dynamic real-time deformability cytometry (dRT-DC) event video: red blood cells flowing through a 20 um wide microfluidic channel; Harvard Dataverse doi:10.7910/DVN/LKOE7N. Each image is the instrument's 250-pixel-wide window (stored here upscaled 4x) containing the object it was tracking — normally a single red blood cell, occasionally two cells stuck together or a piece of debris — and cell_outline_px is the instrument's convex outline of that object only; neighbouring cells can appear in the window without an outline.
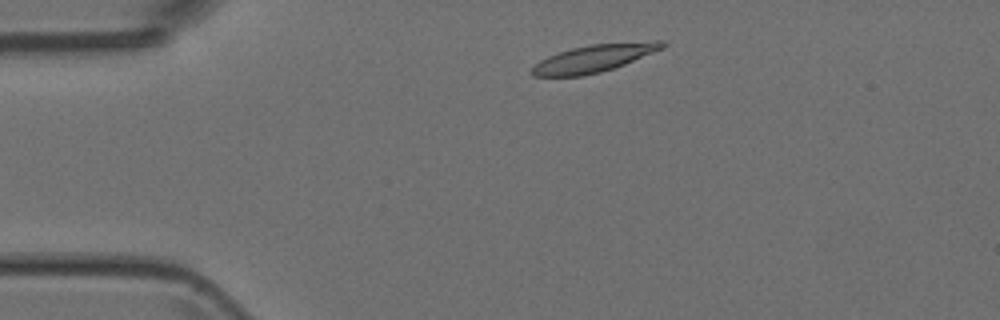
{"species": "Egyptian fruit bat (a non-hibernating species)", "species_latin": "Rousettus aegyptiacus", "temperature_condition": "room temperature", "stored_images_in_passage": 3, "camera_frame_rate_fps": 3000, "um_per_image_px": 0.085, "animal": {"sex": "female"}, "frame": {"image": 1, "passage_image": 2, "time_ms": 1.0, "image_size_px": [1000, 320], "cell_outline_px": [[668, 44], [664, 48], [624, 64], [600, 72], [580, 76], [532, 76], [528, 72], [540, 60], [548, 56], [572, 48], [588, 44], [652, 40], [664, 40]], "centroid_in_image_um": [50.53, 4.93], "position_along_channel_um": 34.5, "area_um2": 20.98}}